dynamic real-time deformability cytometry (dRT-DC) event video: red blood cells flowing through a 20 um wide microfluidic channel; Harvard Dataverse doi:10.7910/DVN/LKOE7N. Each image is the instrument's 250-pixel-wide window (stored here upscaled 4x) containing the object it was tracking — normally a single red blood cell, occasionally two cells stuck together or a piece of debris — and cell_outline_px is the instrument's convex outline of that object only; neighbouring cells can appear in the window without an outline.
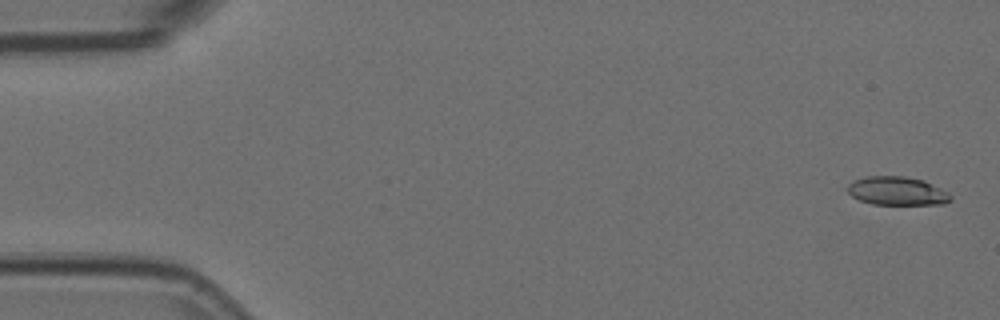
{"species": "Egyptian fruit bat (a non-hibernating species)", "species_latin": "Rousettus aegyptiacus", "temperature_condition": "room temperature", "stored_images_in_passage": 55, "camera_frame_rate_fps": 3000, "um_per_image_px": 0.085, "animal": {"sex": "female"}, "frame": {"image": 1, "passage_image": 2, "time_ms": 0.333, "image_size_px": [1000, 320], "cell_outline_px": [[952, 200], [944, 204], [872, 204], [860, 200], [852, 196], [848, 192], [848, 184], [864, 176], [904, 176], [924, 180], [948, 192], [952, 196]], "centroid_in_image_um": [76.27, 16.23], "position_along_channel_um": 8.7, "area_um2": 17.11}}
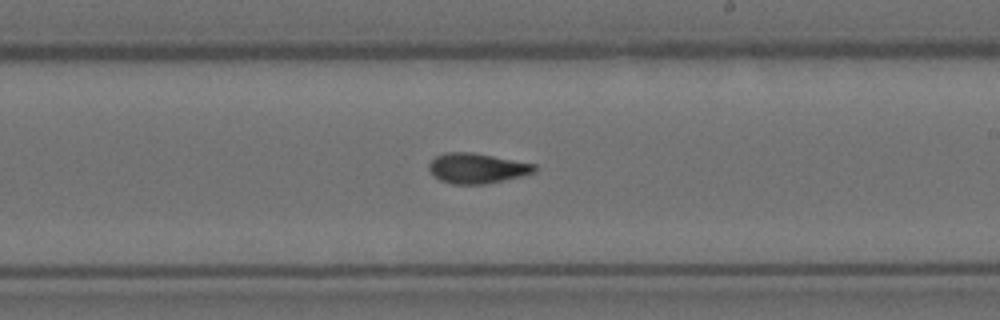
{"frame": {"image": 2, "passage_image": 32, "time_ms": 10.333, "image_size_px": [1000, 320], "cell_outline_px": [[536, 172], [504, 180], [484, 184], [452, 184], [440, 180], [428, 168], [428, 164], [436, 156], [444, 152], [472, 152], [536, 164]], "centroid_in_image_um": [40.54, 14.29], "position_along_channel_um": 248.5, "area_um2": 18.44}}
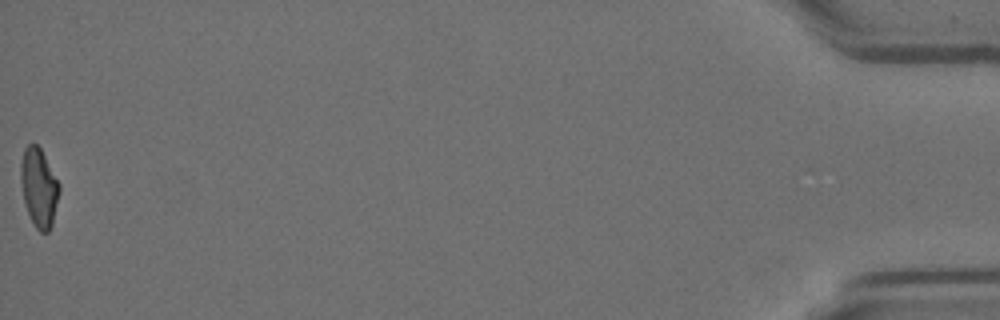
{"frame": {"image": 3, "passage_image": 55, "time_ms": 18.0, "image_size_px": [1000, 320], "cell_outline_px": [[60, 192], [52, 224], [48, 232], [40, 232], [36, 228], [28, 212], [24, 200], [20, 180], [20, 164], [24, 148], [28, 144], [36, 144], [40, 148], [60, 184]], "centroid_in_image_um": [3.31, 15.93], "position_along_channel_um": 431.9, "area_um2": 17.57}, "authors_computed_cell_mechanics": {"area_um2": 17.918, "velocity_mm_per_s": 3.7419, "shape_relaxation_time_tau1_ms": null, "shape_relaxation_time_tau2_ms": 2.5582, "deformation_change_tau1": null, "deformation_change_tau2": 0.0902}}